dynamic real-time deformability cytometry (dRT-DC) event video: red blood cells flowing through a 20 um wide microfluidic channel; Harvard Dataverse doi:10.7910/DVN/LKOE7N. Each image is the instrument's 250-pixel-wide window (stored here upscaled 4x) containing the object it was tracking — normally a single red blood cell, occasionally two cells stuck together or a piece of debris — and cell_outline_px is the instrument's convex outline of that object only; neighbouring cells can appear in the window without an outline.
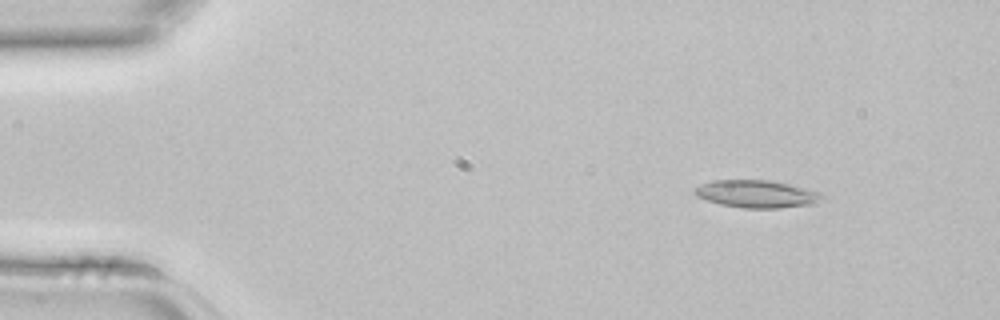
{"species": "common noctule bat (a hibernating species)", "species_latin": "Nyctalus noctula", "temperature_condition": "room temperature", "stored_images_in_passage": 3, "camera_frame_rate_fps": 3000, "um_per_image_px": 0.085, "animal": {"sex": "female", "body_mass_g": 22.7, "forearm_length_mm": 54.2}, "frame": {"image": 1, "passage_image": 1, "time_ms": 0.0, "image_size_px": [1000, 320], "cell_outline_px": [[828, 196], [812, 204], [780, 208], [744, 208], [720, 204], [696, 196], [692, 192], [696, 188], [712, 180], [772, 180], [820, 192]], "centroid_in_image_um": [64.35, 16.49], "position_along_channel_um": 20.7, "area_um2": 20.35}}
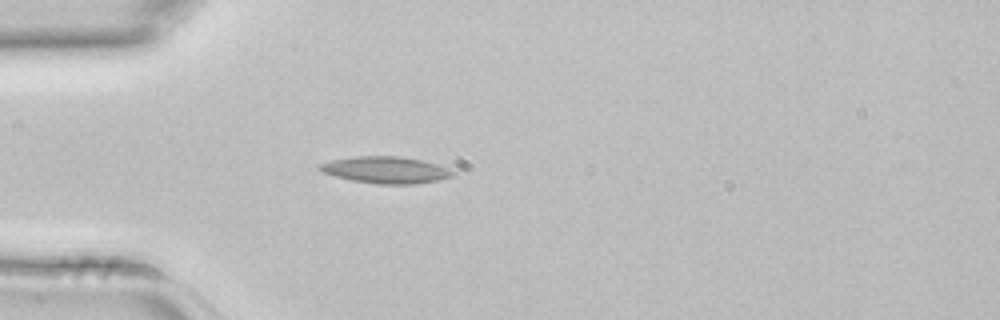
{"frame": {"image": 2, "passage_image": 3, "time_ms": 0.667, "image_size_px": [1000, 320], "cell_outline_px": [[456, 176], [440, 180], [416, 184], [380, 184], [352, 180], [336, 176], [324, 172], [320, 168], [320, 164], [332, 160], [356, 156], [400, 156], [420, 160], [436, 164], [448, 168], [456, 172]], "centroid_in_image_um": [32.88, 14.45], "position_along_channel_um": 52.1, "area_um2": 20.58}}